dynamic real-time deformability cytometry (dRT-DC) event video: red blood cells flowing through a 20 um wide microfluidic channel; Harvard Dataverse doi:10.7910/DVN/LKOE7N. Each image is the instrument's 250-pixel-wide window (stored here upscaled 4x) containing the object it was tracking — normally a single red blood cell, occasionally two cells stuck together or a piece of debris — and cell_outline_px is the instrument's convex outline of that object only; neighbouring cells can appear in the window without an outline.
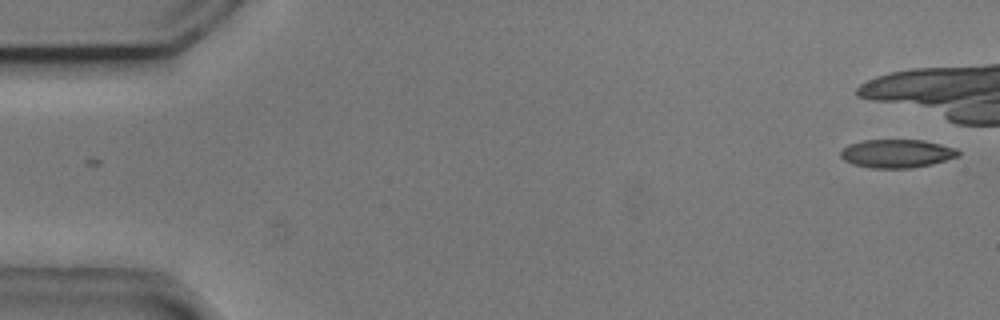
{"species": "common noctule bat (a hibernating species)", "species_latin": "Nyctalus noctula", "temperature_condition": "cold", "stored_images_in_passage": 2, "camera_frame_rate_fps": 3000, "um_per_image_px": 0.085, "animal": {"sex": "male", "body_mass_g": 20.5, "forearm_length_mm": 52.5}, "frame": {"image": 1, "passage_image": 2, "time_ms": 0.333, "image_size_px": [1000, 320], "cell_outline_px": [[960, 156], [932, 164], [912, 168], [872, 168], [852, 164], [844, 160], [840, 156], [840, 152], [848, 144], [864, 140], [924, 140], [956, 148], [960, 152]], "centroid_in_image_um": [76.24, 13.05], "position_along_channel_um": 8.8, "area_um2": 19.54}}